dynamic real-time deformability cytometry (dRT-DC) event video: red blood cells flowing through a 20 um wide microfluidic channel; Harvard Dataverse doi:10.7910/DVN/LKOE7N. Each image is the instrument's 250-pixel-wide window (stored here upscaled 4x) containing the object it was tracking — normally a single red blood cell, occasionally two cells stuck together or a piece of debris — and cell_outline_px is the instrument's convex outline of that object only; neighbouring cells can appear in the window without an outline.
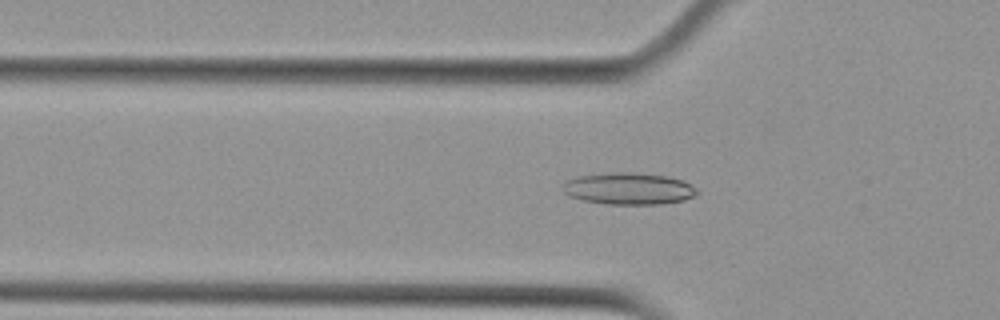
{"species": "Egyptian fruit bat (a non-hibernating species)", "species_latin": "Rousettus aegyptiacus", "temperature_condition": "cold", "stored_images_in_passage": 56, "camera_frame_rate_fps": 3000, "um_per_image_px": 0.085, "animal": {"sex": "female"}, "frame": {"image": 1, "passage_image": 19, "time_ms": 6.0, "image_size_px": [1000, 320], "cell_outline_px": [[700, 192], [696, 196], [684, 200], [660, 204], [608, 204], [584, 200], [568, 196], [564, 192], [560, 184], [564, 180], [576, 176], [616, 172], [632, 172], [668, 176], [684, 180], [696, 188]], "centroid_in_image_um": [53.43, 16.02], "position_along_channel_um": 72.4, "area_um2": 25.26}}
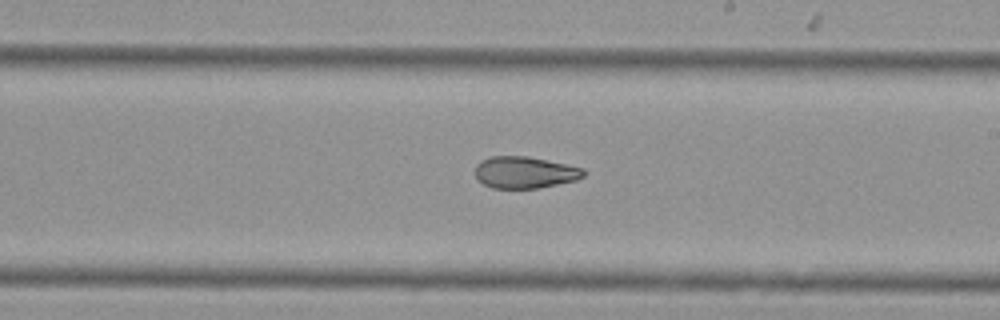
{"frame": {"image": 2, "passage_image": 33, "time_ms": 10.667, "image_size_px": [1000, 320], "cell_outline_px": [[588, 172], [584, 176], [576, 180], [536, 188], [492, 188], [476, 180], [476, 164], [480, 160], [492, 156], [528, 156], [568, 164], [584, 168]], "centroid_in_image_um": [44.62, 14.64], "position_along_channel_um": 244.4, "area_um2": 20.23}}
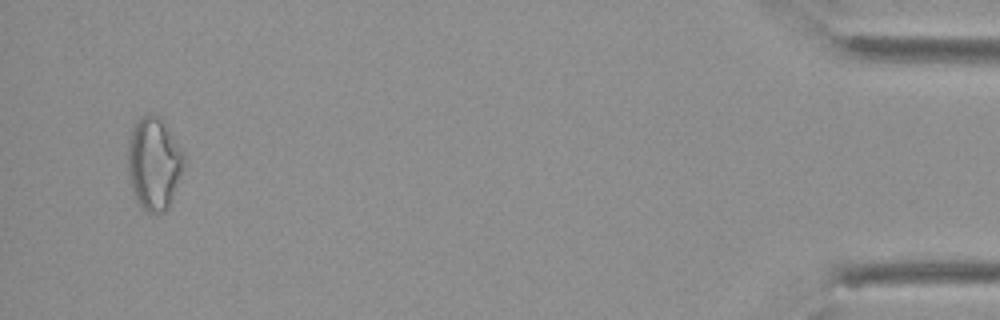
{"frame": {"image": 3, "passage_image": 54, "time_ms": 17.667, "image_size_px": [1000, 320], "cell_outline_px": [[184, 164], [168, 208], [164, 212], [148, 212], [136, 200], [128, 180], [128, 140], [136, 116], [160, 116], [184, 152]], "centroid_in_image_um": [13.06, 13.86], "position_along_channel_um": 422.1, "area_um2": 30.17}, "authors_computed_cell_mechanics": {"area_um2": 23.3223, "velocity_mm_per_s": 3.6834, "shape_relaxation_time_tau1_ms": null, "shape_relaxation_time_tau2_ms": 4.949, "deformation_change_tau1": null, "deformation_change_tau2": 0.114}}